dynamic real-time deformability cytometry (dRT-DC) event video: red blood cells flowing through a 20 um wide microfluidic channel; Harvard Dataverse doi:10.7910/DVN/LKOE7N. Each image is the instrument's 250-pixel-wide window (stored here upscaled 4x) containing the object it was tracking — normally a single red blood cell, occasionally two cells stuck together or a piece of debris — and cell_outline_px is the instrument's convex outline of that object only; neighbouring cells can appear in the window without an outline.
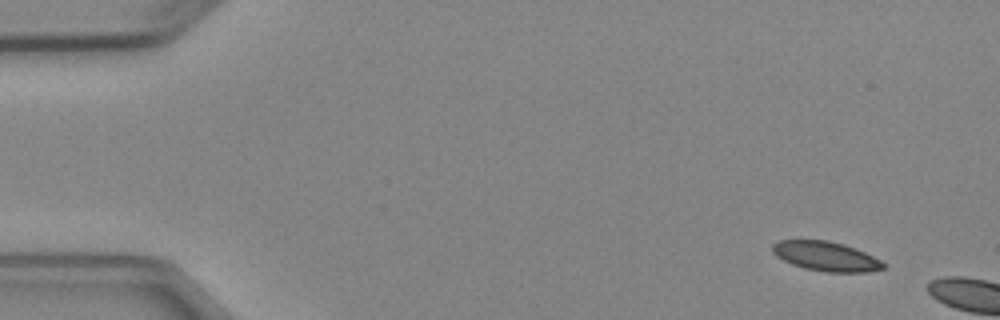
{"species": "Egyptian fruit bat (a non-hibernating species)", "species_latin": "Rousettus aegyptiacus", "temperature_condition": "cold", "stored_images_in_passage": 3, "camera_frame_rate_fps": 3000, "um_per_image_px": 0.085, "animal": {"sex": "female"}, "frame": {"image": 1, "passage_image": 1, "time_ms": 0.0, "image_size_px": [1000, 320], "cell_outline_px": [[884, 268], [868, 272], [828, 272], [804, 268], [792, 264], [776, 256], [772, 252], [772, 244], [780, 240], [828, 240], [844, 244], [864, 252], [880, 260], [884, 264]], "centroid_in_image_um": [70.18, 21.78], "position_along_channel_um": 14.8, "area_um2": 18.9}}